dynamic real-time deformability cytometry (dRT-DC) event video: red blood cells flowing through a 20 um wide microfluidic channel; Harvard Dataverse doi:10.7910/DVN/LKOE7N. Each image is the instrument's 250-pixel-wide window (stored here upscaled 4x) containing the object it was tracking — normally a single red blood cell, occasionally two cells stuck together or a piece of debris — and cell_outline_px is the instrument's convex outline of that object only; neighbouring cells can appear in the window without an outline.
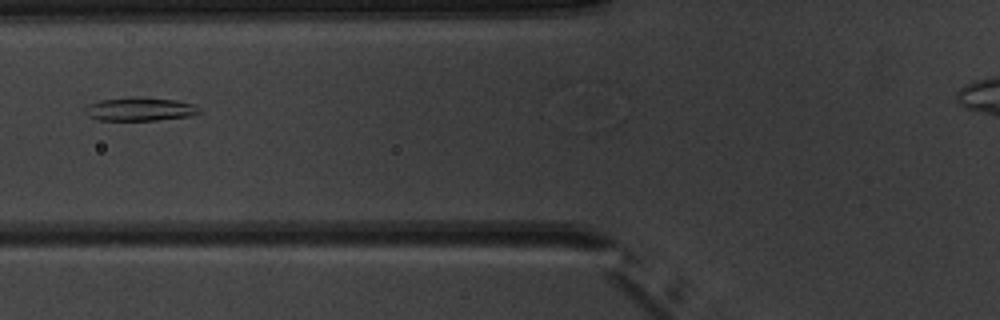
{"species": "common noctule bat (a hibernating species)", "species_latin": "Nyctalus noctula", "temperature_condition": "warm", "stored_images_in_passage": 2, "camera_frame_rate_fps": 3000, "um_per_image_px": 0.085, "animal": {"sex": "male", "body_mass_g": 20.1, "forearm_length_mm": 53.5}, "frame": {"image": 1, "passage_image": 2, "time_ms": 1.0, "image_size_px": [1000, 320], "cell_outline_px": [[200, 112], [188, 116], [156, 120], [100, 120], [88, 116], [84, 108], [88, 104], [100, 100], [176, 100], [196, 104], [200, 108]], "centroid_in_image_um": [11.91, 9.33], "position_along_channel_um": 113.9, "area_um2": 14.57}}